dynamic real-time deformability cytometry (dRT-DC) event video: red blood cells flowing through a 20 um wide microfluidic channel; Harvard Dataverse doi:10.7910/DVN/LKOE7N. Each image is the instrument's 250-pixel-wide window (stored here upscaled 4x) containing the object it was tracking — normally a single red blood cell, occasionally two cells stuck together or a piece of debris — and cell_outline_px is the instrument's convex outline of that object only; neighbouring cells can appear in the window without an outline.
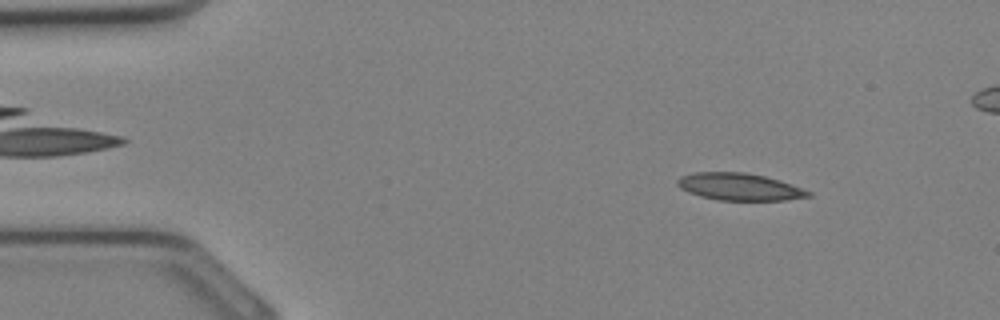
{"species": "Egyptian fruit bat (a non-hibernating species)", "species_latin": "Rousettus aegyptiacus", "temperature_condition": "cold", "stored_images_in_passage": 34, "segment_of_instrument_passage": [1, 2], "camera_frame_rate_fps": 3000, "um_per_image_px": 0.085, "animal": {"sex": "female"}, "frame": {"image": 1, "passage_image": 4, "time_ms": 1.0, "image_size_px": [1000, 320], "cell_outline_px": [[812, 196], [784, 200], [716, 200], [700, 196], [688, 192], [680, 188], [676, 184], [676, 180], [680, 176], [696, 172], [744, 172], [764, 176], [812, 192]], "centroid_in_image_um": [62.78, 15.88], "position_along_channel_um": 22.2, "area_um2": 20.52}}
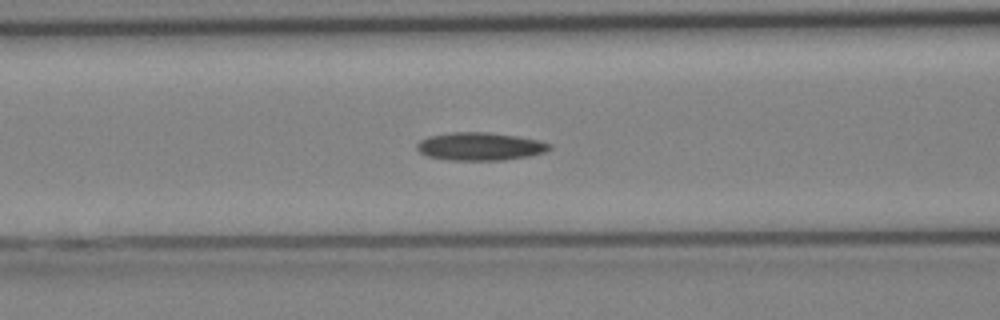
{"frame": {"image": 2, "passage_image": 13, "time_ms": 4.0, "image_size_px": [1000, 320], "cell_outline_px": [[552, 148], [544, 152], [528, 156], [504, 160], [452, 160], [428, 156], [420, 152], [416, 148], [416, 144], [420, 140], [428, 136], [452, 132], [488, 132], [516, 136], [540, 140], [552, 144]], "centroid_in_image_um": [40.81, 12.44], "position_along_channel_um": 125.8, "area_um2": 21.62}}
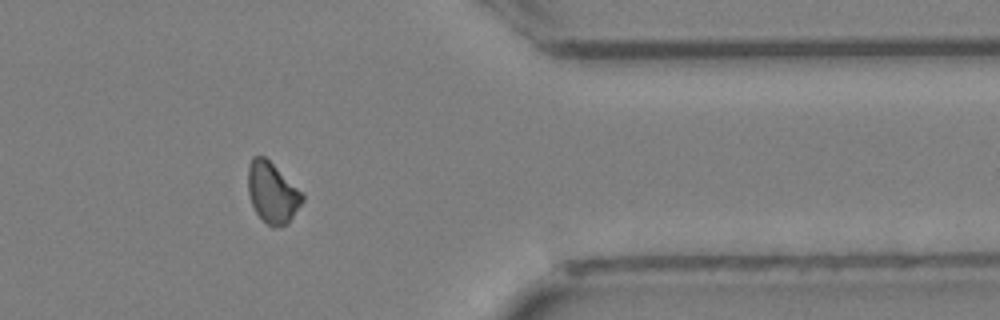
{"frame": {"image": 3, "passage_image": 27, "time_ms": 8.667, "image_size_px": [1000, 320], "cell_outline_px": [[304, 200], [288, 224], [272, 228], [256, 212], [252, 204], [248, 192], [248, 164], [252, 156], [264, 156], [304, 196]], "centroid_in_image_um": [23.12, 16.39], "position_along_channel_um": 388.3, "area_um2": 18.79}}